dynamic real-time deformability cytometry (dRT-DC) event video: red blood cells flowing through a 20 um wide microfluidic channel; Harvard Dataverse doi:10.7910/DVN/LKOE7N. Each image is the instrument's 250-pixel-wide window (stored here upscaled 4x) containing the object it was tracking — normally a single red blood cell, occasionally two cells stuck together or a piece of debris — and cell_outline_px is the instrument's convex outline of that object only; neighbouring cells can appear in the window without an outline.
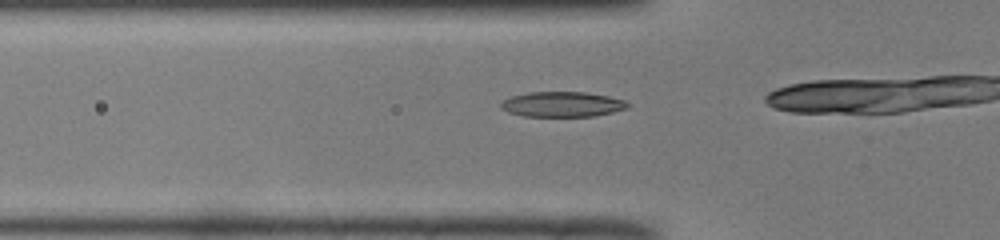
{"species": "common noctule bat (a hibernating species)", "species_latin": "Nyctalus noctula", "temperature_condition": "room temperature", "stored_images_in_passage": 11, "camera_frame_rate_fps": 3000, "um_per_image_px": 0.085, "animal": {"sex": "male", "body_mass_g": 19.0, "forearm_length_mm": 50.8}, "frame": {"image": 1, "passage_image": 7, "time_ms": 2.0, "image_size_px": [1000, 240], "cell_outline_px": [[628, 108], [612, 112], [592, 116], [524, 116], [508, 112], [500, 108], [500, 104], [504, 100], [512, 96], [528, 92], [584, 92], [608, 96], [624, 100], [628, 104]], "centroid_in_image_um": [47.77, 8.86], "position_along_channel_um": 78.0, "area_um2": 18.44}}
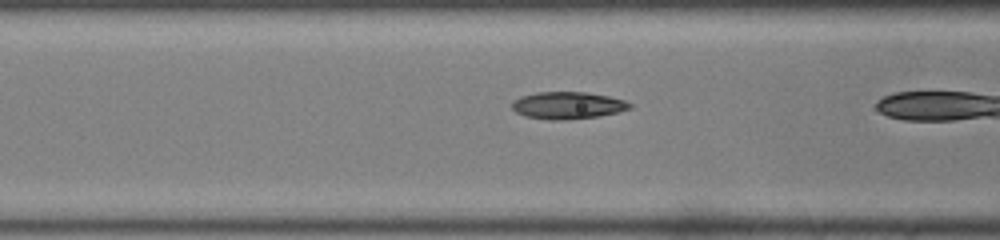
{"frame": {"image": 2, "passage_image": 10, "time_ms": 3.0, "image_size_px": [1000, 240], "cell_outline_px": [[632, 108], [616, 112], [596, 116], [560, 120], [552, 120], [524, 116], [516, 112], [512, 108], [512, 100], [520, 96], [536, 92], [584, 92], [608, 96], [624, 100], [632, 104]], "centroid_in_image_um": [48.21, 8.95], "position_along_channel_um": 118.4, "area_um2": 18.5}}